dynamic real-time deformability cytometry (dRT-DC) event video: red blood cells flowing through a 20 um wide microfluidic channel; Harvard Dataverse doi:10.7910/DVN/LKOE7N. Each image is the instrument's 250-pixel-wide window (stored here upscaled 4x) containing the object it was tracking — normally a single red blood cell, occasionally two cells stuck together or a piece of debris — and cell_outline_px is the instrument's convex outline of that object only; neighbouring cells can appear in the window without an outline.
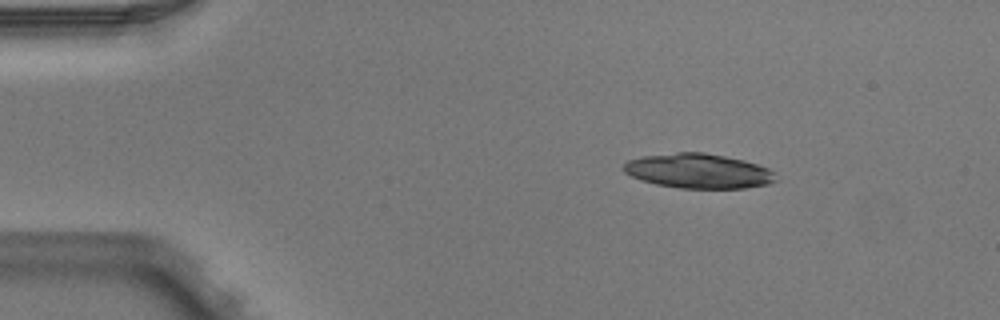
{"species": "Egyptian fruit bat (a non-hibernating species)", "species_latin": "Rousettus aegyptiacus", "temperature_condition": "warm", "stored_images_in_passage": 3, "camera_frame_rate_fps": 3000, "um_per_image_px": 0.085, "animal": {"sex": "male"}, "frame": {"image": 1, "passage_image": 1, "time_ms": 0.0, "image_size_px": [1000, 320], "cell_outline_px": [[776, 180], [768, 184], [744, 188], [680, 188], [656, 184], [632, 176], [624, 172], [624, 164], [628, 160], [640, 156], [676, 152], [704, 152], [744, 160], [768, 168], [776, 172]], "centroid_in_image_um": [59.38, 14.53], "position_along_channel_um": 25.6, "area_um2": 30.69}}